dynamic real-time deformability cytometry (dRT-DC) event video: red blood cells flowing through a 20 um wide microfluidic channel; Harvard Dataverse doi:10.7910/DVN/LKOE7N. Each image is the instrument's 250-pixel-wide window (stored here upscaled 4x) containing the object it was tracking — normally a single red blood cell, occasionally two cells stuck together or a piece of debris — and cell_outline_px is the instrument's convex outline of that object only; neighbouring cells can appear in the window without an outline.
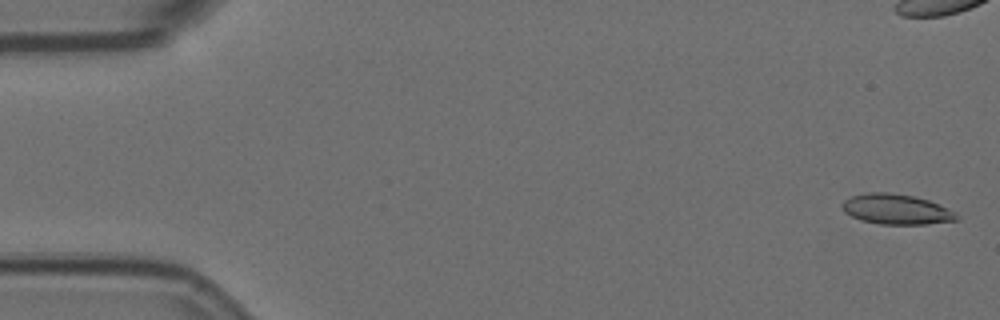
{"species": "Egyptian fruit bat (a non-hibernating species)", "species_latin": "Rousettus aegyptiacus", "temperature_condition": "room temperature", "stored_images_in_passage": 58, "camera_frame_rate_fps": 3000, "um_per_image_px": 0.085, "animal": {"sex": "female"}, "frame": {"image": 1, "passage_image": 2, "time_ms": 0.333, "image_size_px": [1000, 320], "cell_outline_px": [[960, 220], [924, 224], [880, 224], [860, 220], [844, 212], [840, 208], [840, 204], [844, 200], [852, 196], [864, 192], [888, 192], [912, 196], [928, 200], [940, 204], [956, 212], [960, 216]], "centroid_in_image_um": [76.18, 17.78], "position_along_channel_um": 8.8, "area_um2": 20.4}}
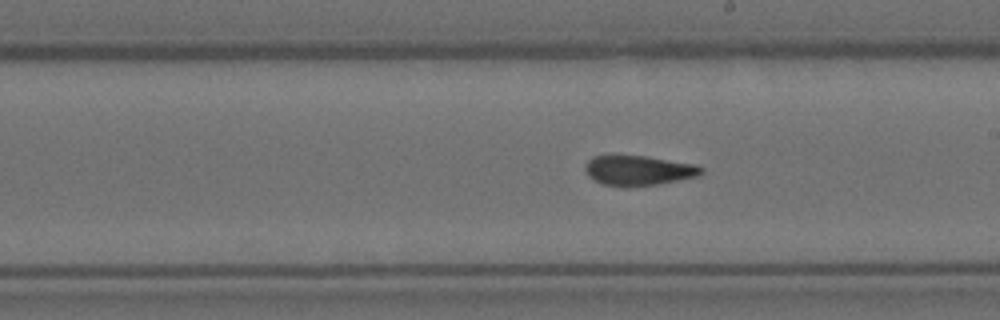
{"frame": {"image": 2, "passage_image": 32, "time_ms": 10.333, "image_size_px": [1000, 320], "cell_outline_px": [[704, 172], [696, 176], [656, 184], [628, 188], [624, 188], [604, 184], [588, 176], [584, 168], [588, 160], [592, 156], [612, 152], [648, 156], [696, 164], [704, 168]], "centroid_in_image_um": [54.2, 14.44], "position_along_channel_um": 234.8, "area_um2": 21.1}}
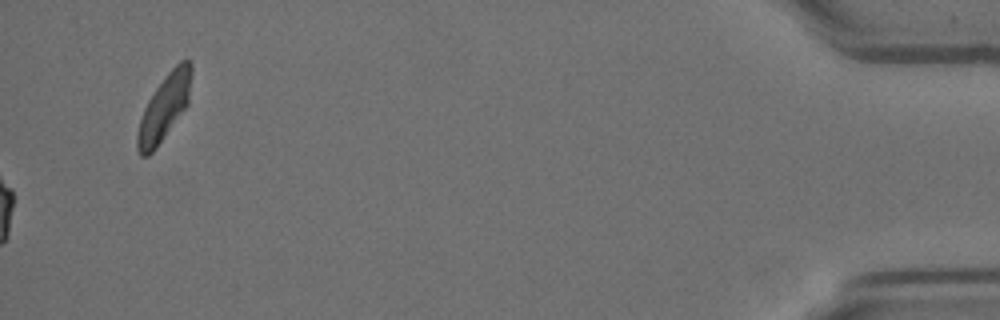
{"frame": {"image": 3, "passage_image": 58, "time_ms": 19.0, "image_size_px": [1000, 320], "cell_outline_px": [[192, 72], [188, 104], [156, 148], [148, 156], [140, 156], [136, 148], [136, 136], [140, 120], [144, 108], [148, 100], [156, 88], [168, 72], [180, 60], [188, 56], [192, 64]], "centroid_in_image_um": [13.97, 9.11], "position_along_channel_um": 421.2, "area_um2": 20.69}, "authors_computed_cell_mechanics": {"area_um2": 20.4901, "velocity_mm_per_s": 3.6072, "shape_relaxation_time_tau1_ms": null, "shape_relaxation_time_tau2_ms": 2.1022, "deformation_change_tau1": null, "deformation_change_tau2": 0.0798}}